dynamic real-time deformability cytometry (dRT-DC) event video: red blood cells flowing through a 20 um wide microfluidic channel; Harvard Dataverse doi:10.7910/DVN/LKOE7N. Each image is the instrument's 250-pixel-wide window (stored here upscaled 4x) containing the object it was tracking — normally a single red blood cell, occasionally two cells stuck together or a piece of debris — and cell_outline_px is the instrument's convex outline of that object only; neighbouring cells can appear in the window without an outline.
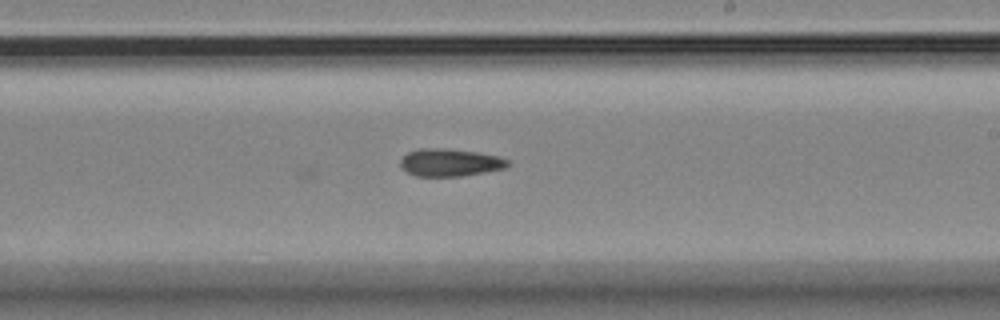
{"species": "Egyptian fruit bat (a non-hibernating species)", "species_latin": "Rousettus aegyptiacus", "temperature_condition": "room temperature", "stored_images_in_passage": 12, "camera_frame_rate_fps": 3000, "um_per_image_px": 0.085, "animal": {"sex": "female"}, "frame": {"image": 1, "passage_image": 11, "time_ms": 12.333, "image_size_px": [1000, 320], "cell_outline_px": [[512, 164], [504, 168], [484, 172], [460, 176], [416, 176], [400, 168], [400, 160], [408, 152], [420, 148], [440, 148], [476, 152], [500, 156], [508, 160]], "centroid_in_image_um": [38.25, 13.81], "position_along_channel_um": 250.8, "area_um2": 17.22}}